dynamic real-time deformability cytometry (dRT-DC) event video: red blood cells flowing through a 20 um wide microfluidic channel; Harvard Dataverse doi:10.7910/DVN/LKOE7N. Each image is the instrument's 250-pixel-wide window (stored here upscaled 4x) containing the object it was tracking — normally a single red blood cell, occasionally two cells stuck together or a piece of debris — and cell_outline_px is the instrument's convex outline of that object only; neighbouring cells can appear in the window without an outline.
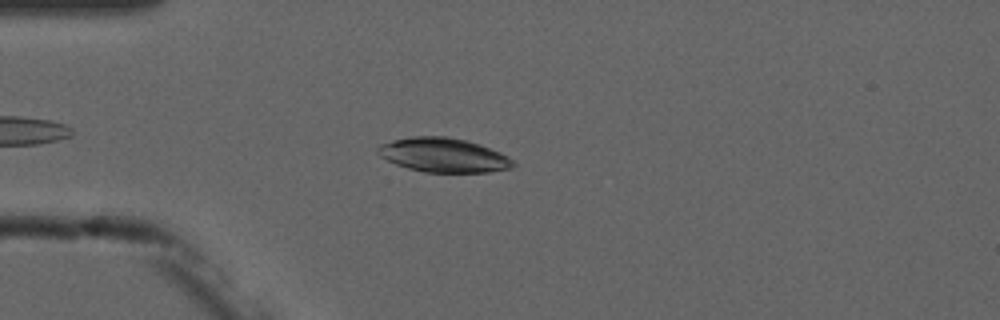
{"species": "common noctule bat (a hibernating species)", "species_latin": "Nyctalus noctula", "temperature_condition": "cold", "stored_images_in_passage": 2, "camera_frame_rate_fps": 3000, "um_per_image_px": 0.085, "animal": {"sex": "male", "forearm_length_mm": 52.5}, "frame": {"image": 1, "passage_image": 2, "time_ms": 2.0, "image_size_px": [1000, 320], "cell_outline_px": [[516, 164], [512, 168], [488, 172], [424, 172], [408, 168], [396, 164], [380, 156], [376, 152], [376, 148], [380, 144], [392, 140], [412, 136], [448, 136], [480, 144], [500, 152], [508, 156]], "centroid_in_image_um": [37.69, 13.18], "position_along_channel_um": 47.3, "area_um2": 27.05}}